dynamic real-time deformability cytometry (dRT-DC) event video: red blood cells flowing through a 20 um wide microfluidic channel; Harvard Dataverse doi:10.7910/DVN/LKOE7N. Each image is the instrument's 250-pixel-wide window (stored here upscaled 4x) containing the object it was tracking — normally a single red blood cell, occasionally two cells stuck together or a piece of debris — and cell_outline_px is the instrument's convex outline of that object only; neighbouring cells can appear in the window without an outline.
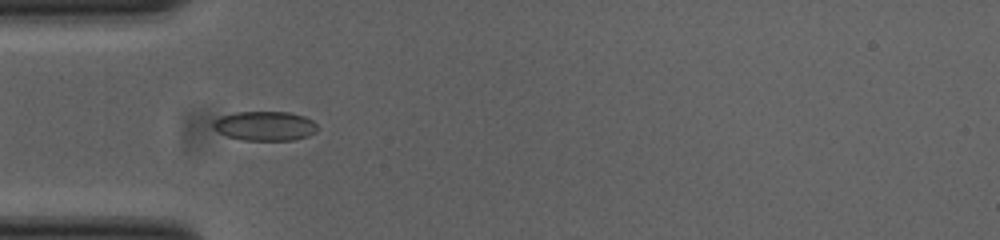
{"species": "common noctule bat (a hibernating species)", "species_latin": "Nyctalus noctula", "temperature_condition": "cold", "stored_images_in_passage": 37, "camera_frame_rate_fps": 3000, "um_per_image_px": 0.085, "animal": {"sex": "female", "body_mass_g": 23.0, "forearm_length_mm": 53.4}, "frame": {"image": 1, "passage_image": 4, "time_ms": 1.0, "image_size_px": [1000, 240], "cell_outline_px": [[320, 128], [316, 132], [308, 136], [292, 140], [244, 140], [228, 136], [212, 128], [212, 120], [220, 116], [236, 112], [288, 112], [304, 116], [312, 120]], "centroid_in_image_um": [22.52, 10.7], "position_along_channel_um": 62.5, "area_um2": 17.98}}
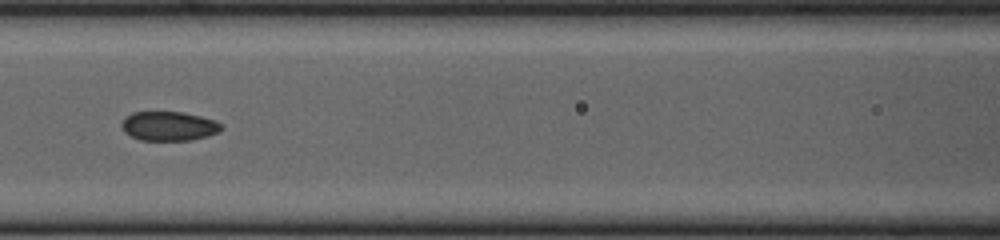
{"frame": {"image": 2, "passage_image": 11, "time_ms": 3.333, "image_size_px": [1000, 240], "cell_outline_px": [[224, 128], [220, 132], [208, 136], [192, 140], [140, 140], [124, 132], [124, 120], [132, 112], [184, 112], [216, 120]], "centroid_in_image_um": [14.43, 10.72], "position_along_channel_um": 152.2, "area_um2": 16.88}}
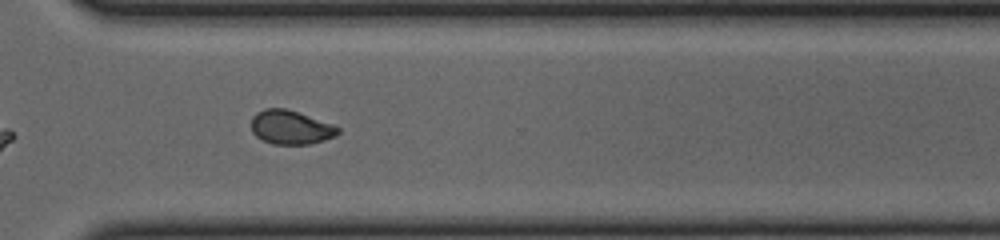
{"frame": {"image": 3, "passage_image": 26, "time_ms": 8.333, "image_size_px": [1000, 240], "cell_outline_px": [[340, 132], [336, 136], [324, 140], [308, 144], [272, 144], [256, 136], [252, 132], [252, 116], [256, 112], [264, 108], [284, 108], [332, 124], [340, 128]], "centroid_in_image_um": [24.7, 10.82], "position_along_channel_um": 345.9, "area_um2": 16.99}, "authors_computed_cell_mechanics": {"area_um2": 17.34, "velocity_mm_per_s": 3.8749, "shape_relaxation_time_tau1_ms": null, "shape_relaxation_time_tau2_ms": 1.4007, "deformation_change_tau1": null, "deformation_change_tau2": 0.0489}}